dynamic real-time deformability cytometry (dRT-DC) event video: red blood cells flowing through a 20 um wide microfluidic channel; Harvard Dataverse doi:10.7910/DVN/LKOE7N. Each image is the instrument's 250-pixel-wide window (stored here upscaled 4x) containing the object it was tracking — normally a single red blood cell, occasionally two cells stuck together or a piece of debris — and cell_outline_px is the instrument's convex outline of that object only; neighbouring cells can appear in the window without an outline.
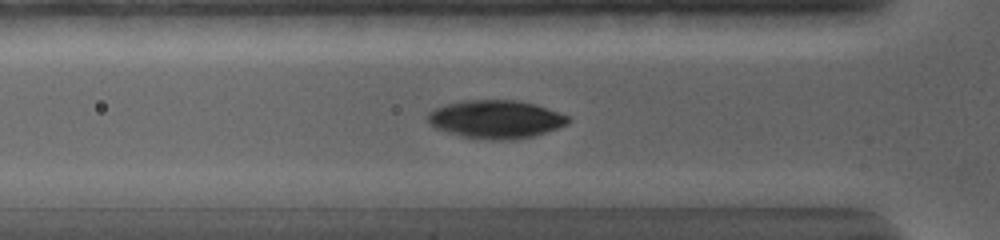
{"species": "common noctule bat (a hibernating species)", "species_latin": "Nyctalus noctula", "temperature_condition": "warm", "stored_images_in_passage": 48, "camera_frame_rate_fps": 5000, "um_per_image_px": 0.085, "animal": {"sex": "female", "body_mass_g": 19.0, "forearm_length_mm": 56.7}, "frame": {"image": 1, "passage_image": 10, "time_ms": 3.8, "image_size_px": [1000, 240], "cell_outline_px": [[568, 124], [532, 136], [508, 140], [492, 140], [460, 136], [436, 128], [428, 120], [428, 112], [432, 108], [460, 100], [520, 100], [536, 104], [560, 112], [568, 116]], "centroid_in_image_um": [42.13, 10.12], "position_along_channel_um": 83.7, "area_um2": 31.21}}
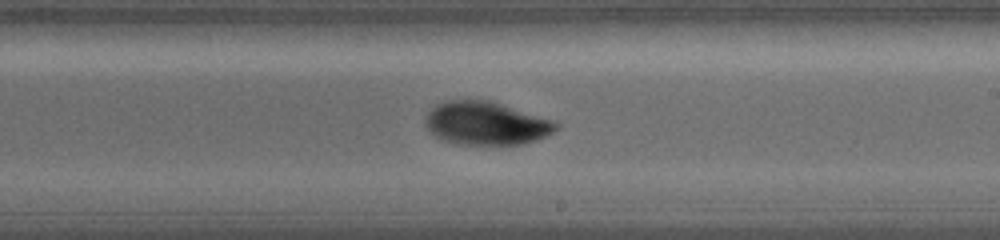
{"frame": {"image": 2, "passage_image": 25, "time_ms": 8.2, "image_size_px": [1000, 240], "cell_outline_px": [[560, 124], [552, 132], [536, 140], [520, 144], [464, 144], [444, 140], [436, 136], [424, 124], [424, 120], [428, 112], [436, 104], [444, 100], [464, 96], [492, 100], [552, 120]], "centroid_in_image_um": [41.26, 10.41], "position_along_channel_um": 247.7, "area_um2": 33.35}}
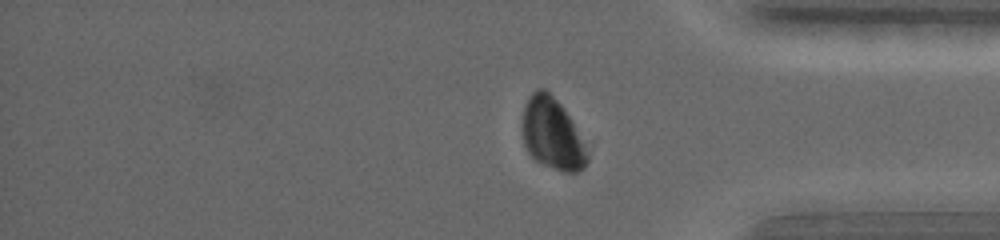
{"frame": {"image": 3, "passage_image": 43, "time_ms": 12.2, "image_size_px": [1000, 240], "cell_outline_px": [[588, 160], [584, 168], [576, 172], [564, 172], [544, 164], [536, 160], [528, 152], [524, 144], [524, 104], [532, 92], [536, 88], [544, 88], [564, 108], [572, 120], [584, 144], [588, 156]], "centroid_in_image_um": [46.95, 11.38], "position_along_channel_um": 388.2, "area_um2": 26.53}}